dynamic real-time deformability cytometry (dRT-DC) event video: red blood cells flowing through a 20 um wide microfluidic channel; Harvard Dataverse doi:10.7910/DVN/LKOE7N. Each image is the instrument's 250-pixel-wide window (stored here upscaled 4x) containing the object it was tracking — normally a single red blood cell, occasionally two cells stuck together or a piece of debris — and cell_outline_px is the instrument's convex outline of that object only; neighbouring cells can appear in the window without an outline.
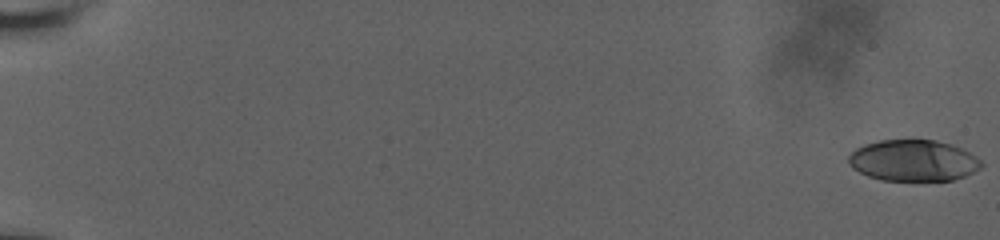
{"species": "human", "species_latin": "Homo sapiens", "temperature_condition": "room temperature", "stored_images_in_passage": 61, "camera_frame_rate_fps": 3000, "um_per_image_px": 0.085, "donor": {"sex": "male"}, "frame": {"image": 1, "passage_image": 1, "time_ms": 0.0, "image_size_px": [1000, 240], "cell_outline_px": [[984, 164], [980, 168], [964, 176], [952, 180], [880, 180], [868, 176], [852, 168], [848, 164], [848, 156], [856, 148], [864, 144], [880, 140], [936, 140], [960, 148], [976, 156]], "centroid_in_image_um": [77.6, 13.64], "position_along_channel_um": 7.4, "area_um2": 31.79}}
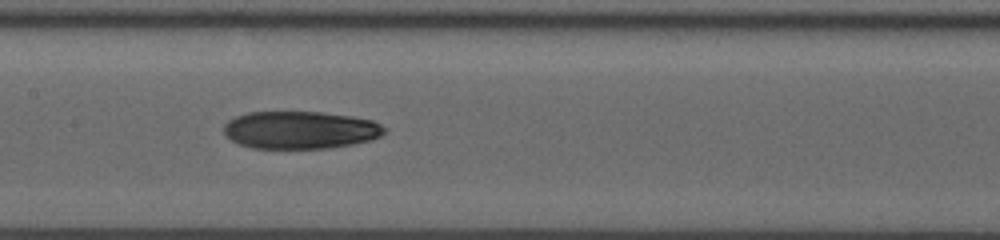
{"frame": {"image": 2, "passage_image": 34, "time_ms": 11.0, "image_size_px": [1000, 240], "cell_outline_px": [[388, 128], [380, 136], [372, 140], [352, 144], [324, 148], [252, 148], [240, 144], [232, 140], [224, 132], [224, 124], [228, 120], [236, 116], [248, 112], [324, 112], [352, 116], [372, 120]], "centroid_in_image_um": [25.54, 11.04], "position_along_channel_um": 181.9, "area_um2": 35.2}}
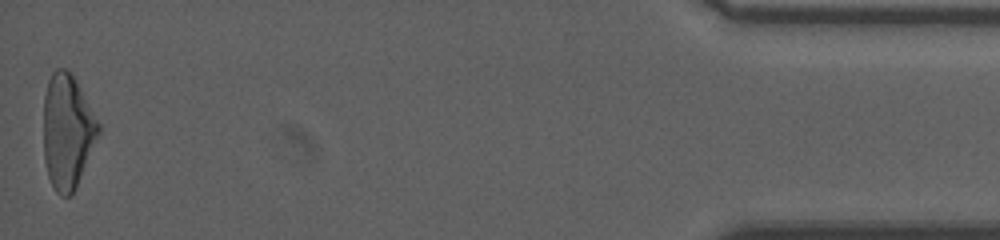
{"frame": {"image": 3, "passage_image": 61, "time_ms": 20.0, "image_size_px": [1000, 240], "cell_outline_px": [[100, 132], [76, 184], [72, 192], [68, 196], [60, 196], [56, 192], [48, 176], [44, 160], [44, 96], [48, 80], [52, 72], [56, 68], [68, 68], [100, 124]], "centroid_in_image_um": [5.7, 11.14], "position_along_channel_um": 429.5, "area_um2": 36.01}, "authors_computed_cell_mechanics": {"area_um2": 35.2002, "velocity_mm_per_s": 3.66, "shape_relaxation_time_tau1_ms": null, "shape_relaxation_time_tau2_ms": 2.6845, "deformation_change_tau1": null, "deformation_change_tau2": 0.099}}